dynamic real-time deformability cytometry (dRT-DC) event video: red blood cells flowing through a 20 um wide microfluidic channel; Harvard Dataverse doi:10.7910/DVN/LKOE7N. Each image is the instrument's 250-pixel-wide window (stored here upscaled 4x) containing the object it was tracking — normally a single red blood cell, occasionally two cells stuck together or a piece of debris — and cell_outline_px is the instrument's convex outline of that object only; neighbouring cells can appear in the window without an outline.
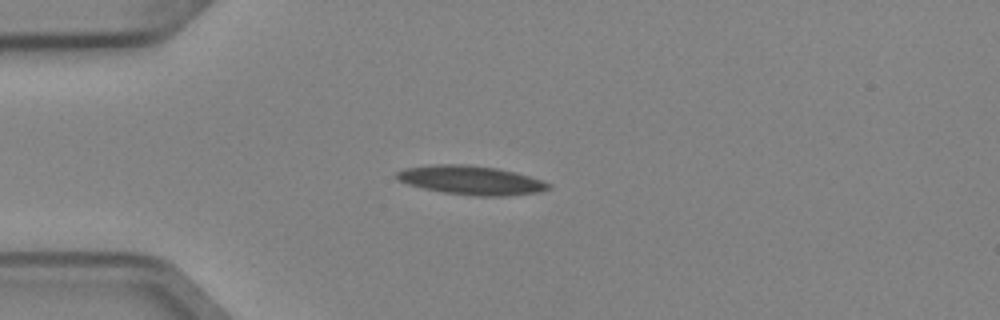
{"species": "Egyptian fruit bat (a non-hibernating species)", "species_latin": "Rousettus aegyptiacus", "temperature_condition": "cold", "stored_images_in_passage": 5, "camera_frame_rate_fps": 3000, "um_per_image_px": 0.085, "animal": {"sex": "female"}, "frame": {"image": 1, "passage_image": 2, "time_ms": 0.333, "image_size_px": [1000, 320], "cell_outline_px": [[552, 188], [540, 192], [504, 196], [476, 196], [444, 192], [424, 188], [408, 184], [396, 180], [396, 172], [404, 168], [432, 164], [468, 164], [496, 168], [516, 172], [552, 184]], "centroid_in_image_um": [40.03, 15.31], "position_along_channel_um": 45.0, "area_um2": 25.66}}
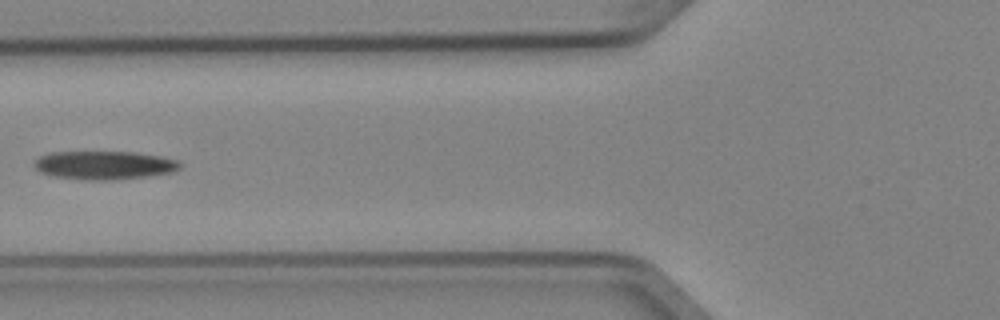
{"frame": {"image": 2, "passage_image": 4, "time_ms": 1.0, "image_size_px": [1000, 320], "cell_outline_px": [[180, 168], [172, 172], [148, 176], [112, 180], [84, 180], [52, 176], [40, 172], [32, 164], [40, 156], [52, 152], [132, 152], [160, 156], [180, 160]], "centroid_in_image_um": [8.85, 14.04], "position_along_channel_um": 116.9, "area_um2": 24.22}}
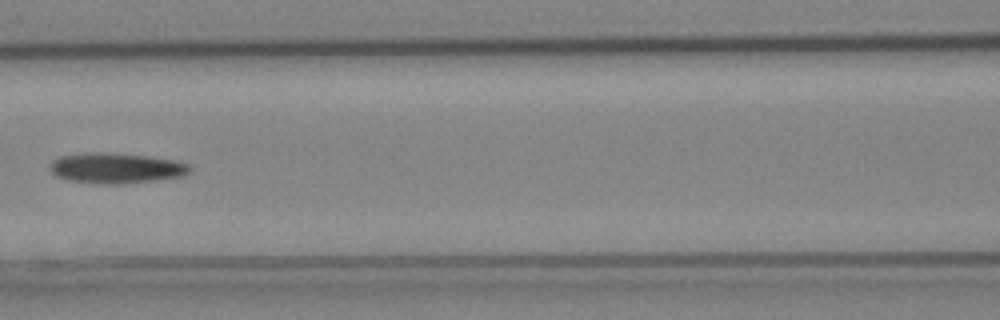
{"frame": {"image": 3, "passage_image": 5, "time_ms": 1.333, "image_size_px": [1000, 320], "cell_outline_px": [[192, 168], [188, 172], [180, 176], [152, 180], [120, 184], [104, 184], [68, 180], [56, 176], [48, 168], [52, 160], [60, 156], [84, 152], [104, 152], [148, 156], [176, 160], [188, 164]], "centroid_in_image_um": [9.81, 14.27], "position_along_channel_um": 156.8, "area_um2": 24.74}}